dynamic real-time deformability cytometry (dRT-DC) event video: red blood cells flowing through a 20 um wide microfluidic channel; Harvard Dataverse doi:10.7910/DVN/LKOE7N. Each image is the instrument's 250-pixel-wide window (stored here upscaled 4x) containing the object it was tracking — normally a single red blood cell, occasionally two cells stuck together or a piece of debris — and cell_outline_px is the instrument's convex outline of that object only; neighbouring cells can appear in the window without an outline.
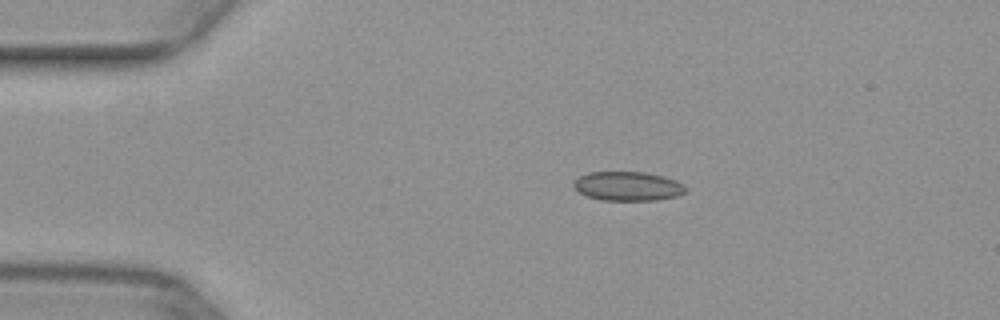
{"species": "common noctule bat (a hibernating species)", "species_latin": "Nyctalus noctula", "temperature_condition": "warm", "stored_images_in_passage": 42, "camera_frame_rate_fps": 3000, "um_per_image_px": 0.085, "animal": {"sex": "female", "body_mass_g": 29.2, "forearm_length_mm": 56.3}, "frame": {"image": 1, "passage_image": 1, "time_ms": 0.0, "image_size_px": [1000, 320], "cell_outline_px": [[688, 188], [684, 192], [676, 196], [656, 200], [600, 200], [584, 196], [572, 188], [572, 180], [588, 172], [644, 172], [664, 176], [676, 180], [684, 184]], "centroid_in_image_um": [53.31, 15.82], "position_along_channel_um": 31.7, "area_um2": 19.36}}
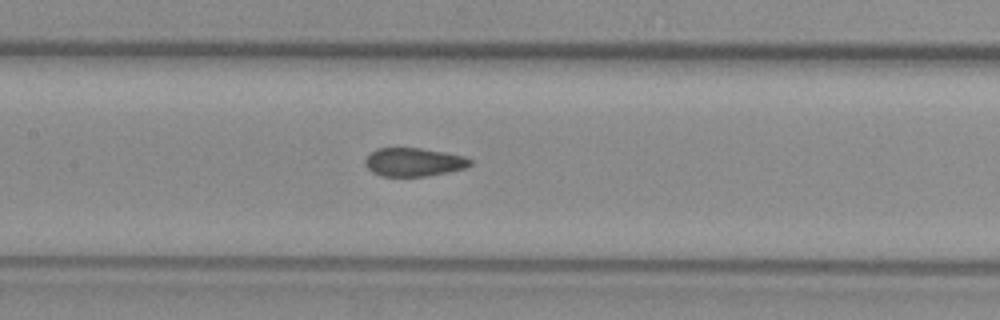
{"frame": {"image": 2, "passage_image": 15, "time_ms": 4.667, "image_size_px": [1000, 320], "cell_outline_px": [[472, 164], [464, 168], [448, 172], [424, 176], [380, 176], [372, 172], [364, 164], [364, 160], [376, 148], [420, 148], [448, 152], [464, 156], [472, 160]], "centroid_in_image_um": [35.17, 13.77], "position_along_channel_um": 172.2, "area_um2": 17.46}}
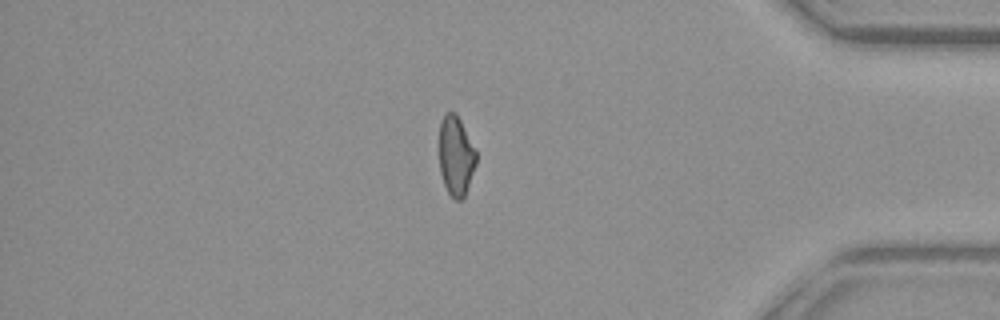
{"frame": {"image": 3, "passage_image": 34, "time_ms": 11.0, "image_size_px": [1000, 320], "cell_outline_px": [[476, 164], [464, 196], [460, 200], [456, 200], [448, 192], [444, 184], [440, 172], [440, 120], [448, 112], [456, 112], [476, 148]], "centroid_in_image_um": [38.76, 13.22], "position_along_channel_um": 396.4, "area_um2": 17.05}}